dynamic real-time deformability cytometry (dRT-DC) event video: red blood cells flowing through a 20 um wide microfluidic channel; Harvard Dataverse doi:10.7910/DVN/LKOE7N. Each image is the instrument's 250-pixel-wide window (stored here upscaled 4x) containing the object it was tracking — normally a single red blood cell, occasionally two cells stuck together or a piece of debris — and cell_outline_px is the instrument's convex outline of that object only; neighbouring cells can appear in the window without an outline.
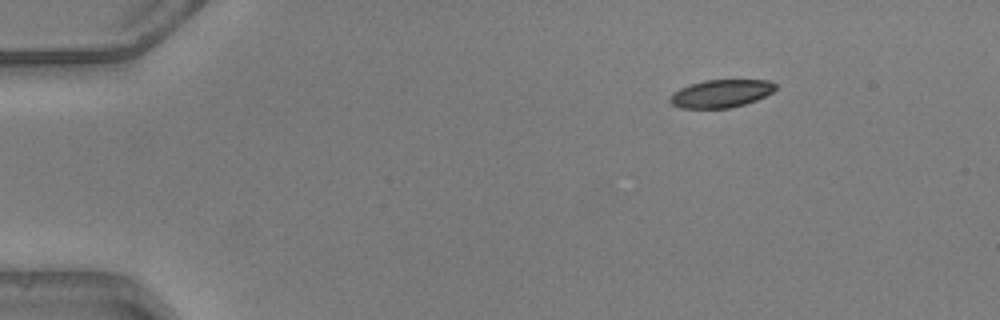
{"species": "common noctule bat (a hibernating species)", "species_latin": "Nyctalus noctula", "temperature_condition": "warm", "stored_images_in_passage": 44, "camera_frame_rate_fps": 3000, "um_per_image_px": 0.085, "animal": {"sex": "male", "body_mass_g": 20.5, "forearm_length_mm": 52.5}, "frame": {"image": 1, "passage_image": 1, "time_ms": 0.0, "image_size_px": [1000, 320], "cell_outline_px": [[776, 88], [772, 92], [756, 100], [744, 104], [728, 108], [680, 108], [672, 104], [668, 100], [672, 92], [680, 88], [704, 80], [768, 80], [776, 84]], "centroid_in_image_um": [61.26, 7.95], "position_along_channel_um": 23.7, "area_um2": 17.05}}
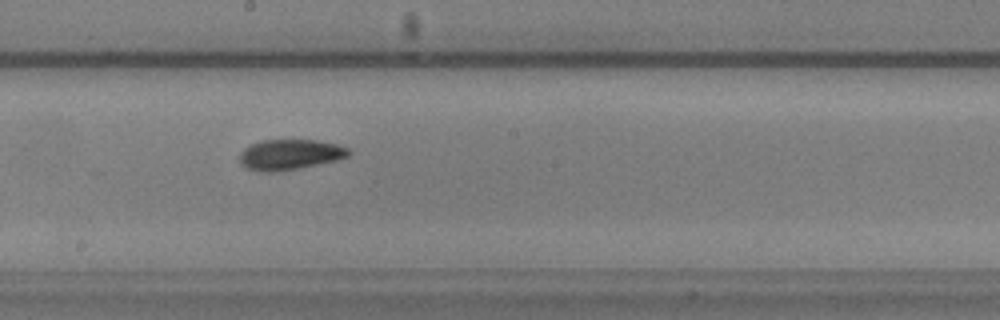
{"frame": {"image": 2, "passage_image": 22, "time_ms": 7.0, "image_size_px": [1000, 320], "cell_outline_px": [[352, 152], [348, 156], [336, 160], [300, 168], [272, 172], [264, 172], [248, 168], [240, 164], [240, 152], [248, 144], [260, 140], [316, 140], [336, 144], [348, 148]], "centroid_in_image_um": [24.62, 13.13], "position_along_channel_um": 223.6, "area_um2": 19.36}}
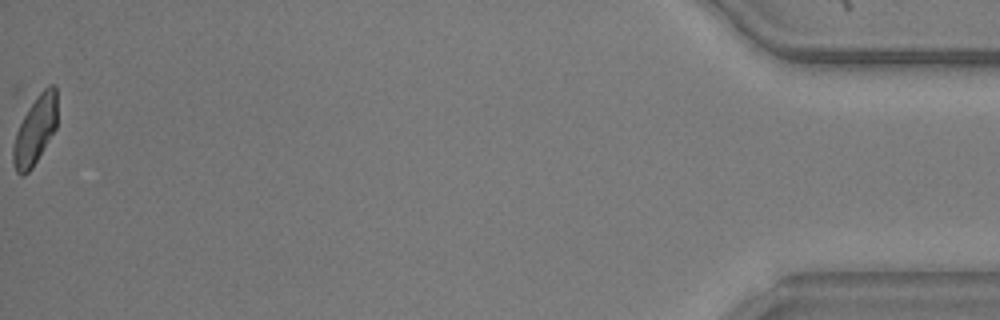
{"frame": {"image": 3, "passage_image": 44, "time_ms": 14.333, "image_size_px": [1000, 320], "cell_outline_px": [[56, 128], [32, 168], [24, 176], [20, 176], [16, 172], [12, 160], [12, 148], [16, 132], [28, 108], [36, 96], [48, 84], [56, 84]], "centroid_in_image_um": [2.97, 11.08], "position_along_channel_um": 432.2, "area_um2": 17.51}, "authors_computed_cell_mechanics": {"area_um2": 18.5249, "velocity_mm_per_s": 4.1161, "shape_relaxation_time_tau1_ms": 3.3368, "shape_relaxation_time_tau2_ms": 1.9337, "deformation_change_tau1": 0.1089, "deformation_change_tau2": 0.07}}